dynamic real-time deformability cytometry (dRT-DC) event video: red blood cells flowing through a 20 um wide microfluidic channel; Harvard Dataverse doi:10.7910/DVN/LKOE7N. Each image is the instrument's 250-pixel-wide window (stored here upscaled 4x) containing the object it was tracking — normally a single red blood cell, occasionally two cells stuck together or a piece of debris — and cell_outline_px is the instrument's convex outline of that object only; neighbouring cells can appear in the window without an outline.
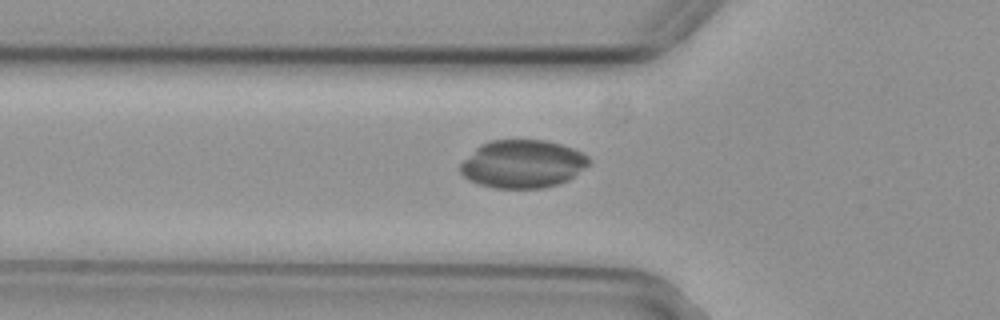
{"species": "common noctule bat (a hibernating species)", "species_latin": "Nyctalus noctula", "temperature_condition": "cold", "stored_images_in_passage": 47, "camera_frame_rate_fps": 3000, "um_per_image_px": 0.085, "animal": {"sex": "female", "body_mass_g": 29.2, "forearm_length_mm": 56.3}, "frame": {"image": 1, "passage_image": 11, "time_ms": 3.333, "image_size_px": [1000, 320], "cell_outline_px": [[588, 164], [568, 180], [560, 184], [544, 188], [496, 188], [480, 184], [468, 180], [460, 172], [460, 164], [480, 144], [492, 140], [544, 140], [560, 144], [572, 148], [588, 156]], "centroid_in_image_um": [44.4, 13.94], "position_along_channel_um": 81.4, "area_um2": 35.72}}
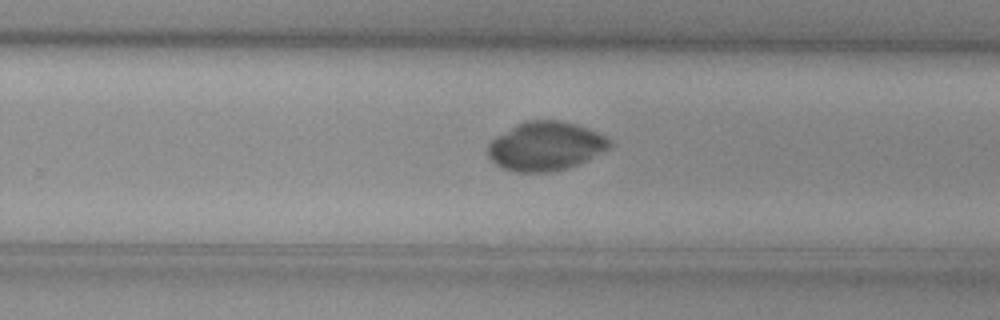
{"frame": {"image": 2, "passage_image": 27, "time_ms": 8.667, "image_size_px": [1000, 320], "cell_outline_px": [[612, 144], [608, 148], [576, 164], [564, 168], [548, 172], [516, 172], [504, 168], [496, 164], [488, 156], [488, 144], [496, 136], [516, 124], [524, 120], [560, 120], [576, 124], [588, 128], [612, 140]], "centroid_in_image_um": [46.33, 12.4], "position_along_channel_um": 283.5, "area_um2": 34.28}}
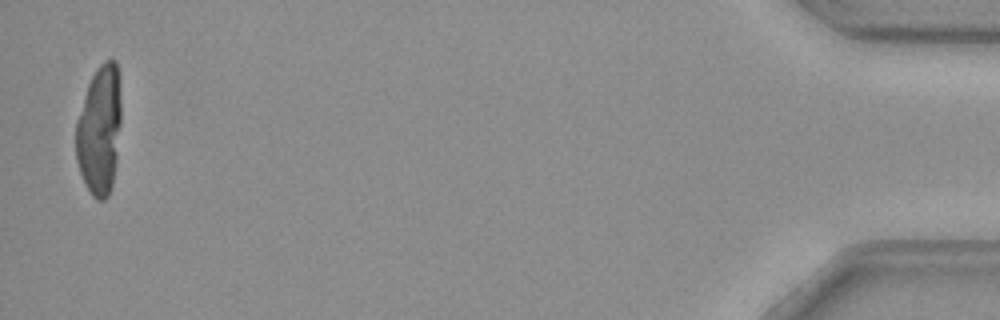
{"frame": {"image": 3, "passage_image": 46, "time_ms": 15.0, "image_size_px": [1000, 320], "cell_outline_px": [[120, 124], [116, 160], [112, 188], [108, 196], [104, 200], [96, 200], [92, 196], [84, 184], [76, 160], [76, 120], [88, 84], [96, 68], [104, 60], [116, 60], [120, 76]], "centroid_in_image_um": [8.45, 11.06], "position_along_channel_um": 426.7, "area_um2": 34.51}}